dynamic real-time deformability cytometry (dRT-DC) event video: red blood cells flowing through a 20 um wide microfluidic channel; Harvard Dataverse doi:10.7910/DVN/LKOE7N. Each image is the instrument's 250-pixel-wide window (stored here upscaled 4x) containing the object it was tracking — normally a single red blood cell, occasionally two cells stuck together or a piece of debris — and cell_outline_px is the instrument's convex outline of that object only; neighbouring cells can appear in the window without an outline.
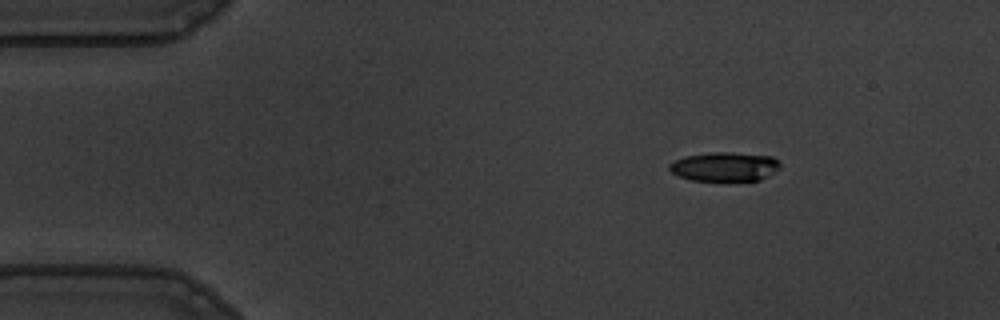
{"species": "common noctule bat (a hibernating species)", "species_latin": "Nyctalus noctula", "temperature_condition": "warm", "stored_images_in_passage": 49, "camera_frame_rate_fps": 3000, "um_per_image_px": 0.085, "animal": {"sex": "male", "body_mass_g": 19.5, "forearm_length_mm": 54.6}, "frame": {"image": 1, "passage_image": 1, "time_ms": 0.0, "image_size_px": [1000, 320], "cell_outline_px": [[780, 168], [768, 176], [760, 180], [724, 184], [692, 180], [680, 176], [672, 172], [668, 168], [668, 164], [684, 156], [712, 152], [728, 152], [772, 156], [780, 164]], "centroid_in_image_um": [61.6, 14.22], "position_along_channel_um": 23.4, "area_um2": 19.59}}
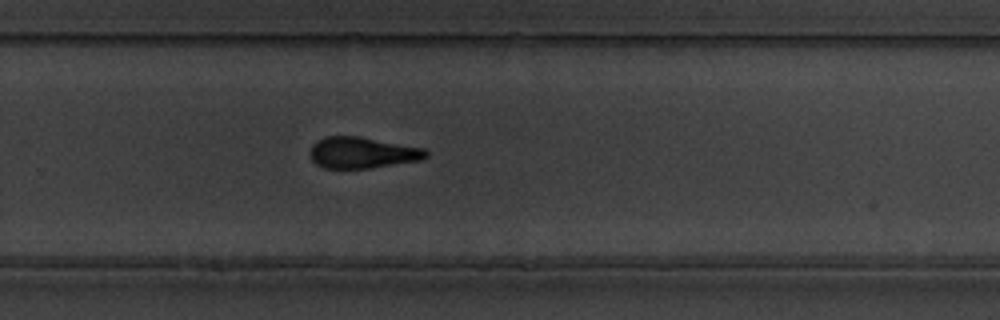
{"frame": {"image": 2, "passage_image": 30, "time_ms": 9.667, "image_size_px": [1000, 320], "cell_outline_px": [[428, 156], [420, 160], [368, 168], [324, 168], [316, 164], [312, 160], [312, 144], [316, 140], [324, 136], [360, 136], [424, 148], [428, 152]], "centroid_in_image_um": [30.79, 12.96], "position_along_channel_um": 299.0, "area_um2": 20.98}}
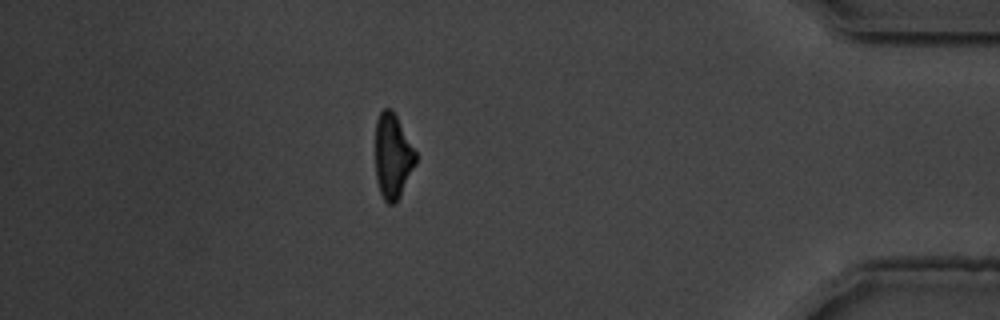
{"frame": {"image": 3, "passage_image": 42, "time_ms": 13.667, "image_size_px": [1000, 320], "cell_outline_px": [[416, 164], [400, 196], [392, 204], [388, 204], [384, 200], [380, 192], [376, 180], [376, 120], [380, 112], [384, 108], [392, 108], [416, 152]], "centroid_in_image_um": [33.38, 13.27], "position_along_channel_um": 401.8, "area_um2": 19.83}, "authors_computed_cell_mechanics": {"area_um2": 21.1548, "velocity_mm_per_s": 3.6019, "shape_relaxation_time_tau1_ms": 3.0996, "shape_relaxation_time_tau2_ms": 2.6077, "deformation_change_tau1": 0.166, "deformation_change_tau2": 0.115}}